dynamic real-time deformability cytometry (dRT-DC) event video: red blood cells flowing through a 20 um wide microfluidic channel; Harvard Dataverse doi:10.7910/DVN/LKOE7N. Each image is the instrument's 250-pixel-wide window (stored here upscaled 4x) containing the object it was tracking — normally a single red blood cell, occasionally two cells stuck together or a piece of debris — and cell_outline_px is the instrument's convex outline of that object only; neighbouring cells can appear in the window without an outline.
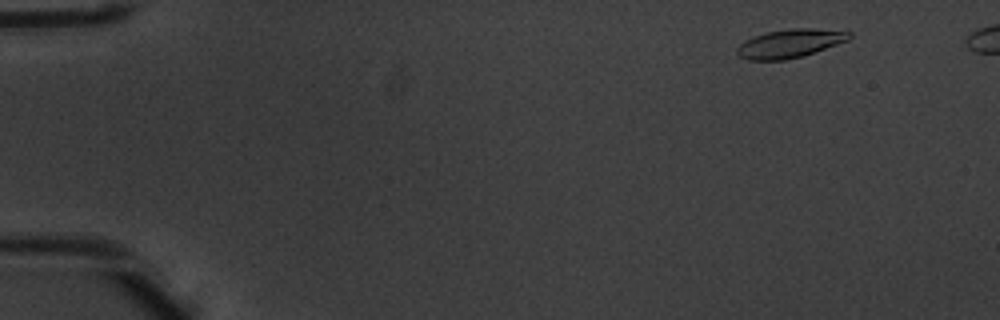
{"species": "common noctule bat (a hibernating species)", "species_latin": "Nyctalus noctula", "temperature_condition": "warm", "stored_images_in_passage": 5, "camera_frame_rate_fps": 3000, "um_per_image_px": 0.085, "animal": {"sex": "male", "body_mass_g": 20.1, "forearm_length_mm": 53.5}, "frame": {"image": 1, "passage_image": 1, "time_ms": 0.0, "image_size_px": [1000, 320], "cell_outline_px": [[852, 36], [848, 40], [804, 56], [784, 60], [748, 60], [740, 56], [736, 52], [736, 48], [744, 40], [752, 36], [768, 32], [792, 28], [808, 28], [852, 32]], "centroid_in_image_um": [67.12, 3.7], "position_along_channel_um": 17.9, "area_um2": 18.61}}